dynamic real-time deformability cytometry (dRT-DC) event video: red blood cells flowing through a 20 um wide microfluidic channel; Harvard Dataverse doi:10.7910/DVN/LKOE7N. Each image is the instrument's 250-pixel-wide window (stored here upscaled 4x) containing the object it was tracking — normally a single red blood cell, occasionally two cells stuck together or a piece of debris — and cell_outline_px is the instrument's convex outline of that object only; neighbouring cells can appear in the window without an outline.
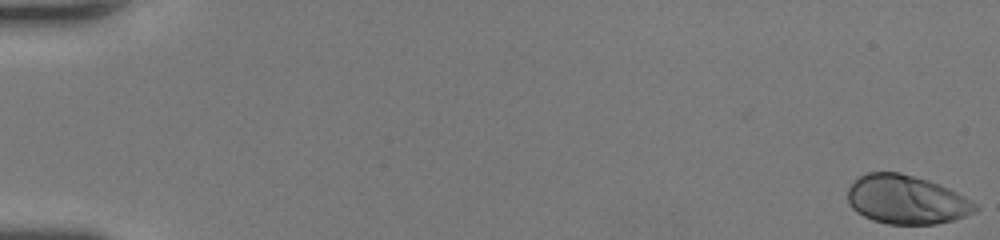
{"species": "human", "species_latin": "Homo sapiens", "temperature_condition": "room temperature", "stored_images_in_passage": 49, "camera_frame_rate_fps": 3000, "um_per_image_px": 0.085, "donor": {"sex": "female"}, "frame": {"image": 1, "passage_image": 1, "time_ms": 0.0, "image_size_px": [1000, 240], "cell_outline_px": [[980, 208], [976, 212], [952, 220], [936, 224], [888, 224], [872, 220], [856, 212], [848, 204], [848, 188], [860, 176], [868, 172], [900, 172], [928, 180], [940, 184], [972, 200]], "centroid_in_image_um": [77.05, 16.97], "position_along_channel_um": 7.9, "area_um2": 36.36}}
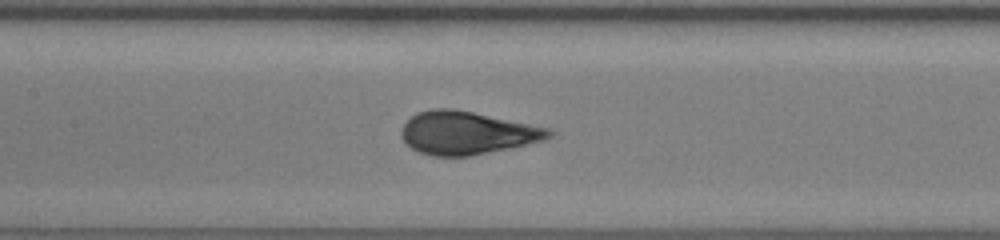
{"frame": {"image": 2, "passage_image": 25, "time_ms": 8.0, "image_size_px": [1000, 240], "cell_outline_px": [[556, 132], [552, 136], [544, 140], [508, 148], [468, 156], [432, 156], [420, 152], [412, 148], [400, 136], [400, 128], [416, 112], [432, 108], [452, 108], [472, 112], [548, 128]], "centroid_in_image_um": [39.65, 11.29], "position_along_channel_um": 167.7, "area_um2": 36.65}}
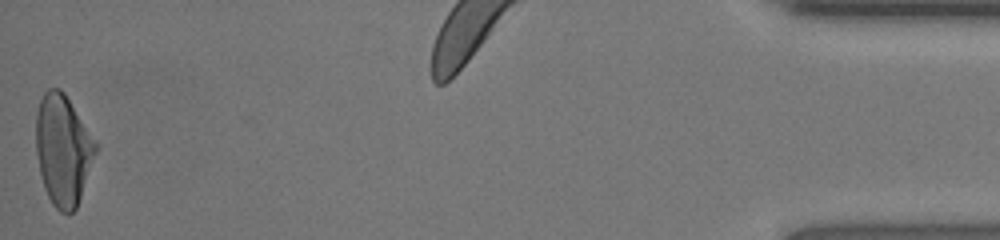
{"frame": {"image": 3, "passage_image": 49, "time_ms": 16.0, "image_size_px": [1000, 240], "cell_outline_px": [[96, 152], [76, 208], [72, 212], [60, 212], [52, 204], [44, 188], [40, 176], [36, 152], [36, 112], [40, 100], [44, 92], [48, 88], [60, 88], [64, 92], [96, 144]], "centroid_in_image_um": [5.31, 12.74], "position_along_channel_um": 429.9, "area_um2": 37.86}, "authors_computed_cell_mechanics": {"area_um2": 36.6452, "velocity_mm_per_s": 4.3924, "shape_relaxation_time_tau1_ms": 4.3047, "shape_relaxation_time_tau2_ms": null, "deformation_change_tau1": 0.1964, "deformation_change_tau2": null}}